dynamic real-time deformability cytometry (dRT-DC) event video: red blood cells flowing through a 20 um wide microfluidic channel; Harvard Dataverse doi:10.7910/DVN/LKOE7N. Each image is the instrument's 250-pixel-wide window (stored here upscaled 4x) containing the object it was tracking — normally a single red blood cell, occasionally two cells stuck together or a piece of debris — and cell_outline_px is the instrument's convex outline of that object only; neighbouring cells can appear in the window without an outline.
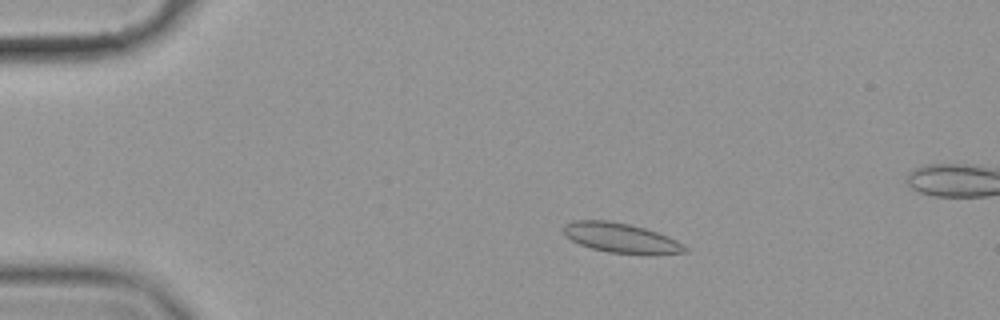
{"species": "common noctule bat (a hibernating species)", "species_latin": "Nyctalus noctula", "temperature_condition": "cold", "stored_images_in_passage": 59, "segment_of_instrument_passage": [1, 2], "camera_frame_rate_fps": 3000, "um_per_image_px": 0.085, "animal": {"sex": "female", "body_mass_g": 19.9}, "frame": {"image": 1, "passage_image": 12, "time_ms": 3.667, "image_size_px": [1000, 320], "cell_outline_px": [[688, 252], [648, 256], [644, 256], [608, 252], [592, 248], [580, 244], [564, 236], [560, 228], [564, 224], [572, 220], [608, 220], [628, 224], [644, 228], [668, 236], [684, 244], [688, 248]], "centroid_in_image_um": [52.79, 20.25], "position_along_channel_um": 32.2, "area_um2": 21.68}}
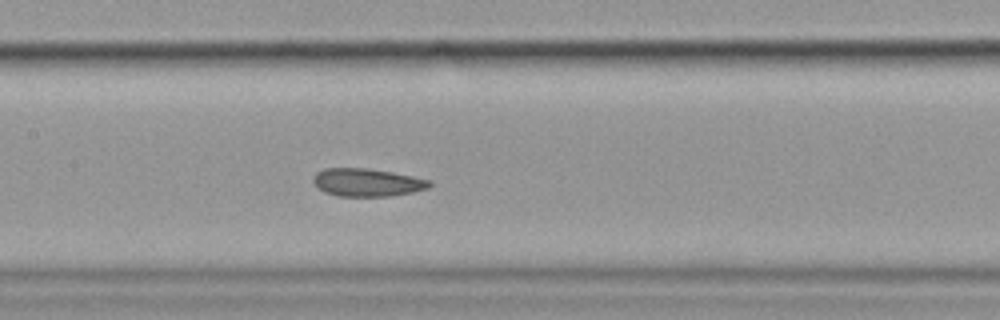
{"frame": {"image": 2, "passage_image": 29, "time_ms": 9.333, "image_size_px": [1000, 320], "cell_outline_px": [[432, 184], [428, 188], [412, 192], [392, 196], [336, 196], [324, 192], [316, 188], [312, 180], [312, 176], [316, 172], [324, 168], [364, 168], [392, 172], [432, 180]], "centroid_in_image_um": [31.16, 15.51], "position_along_channel_um": 176.2, "area_um2": 19.13}}
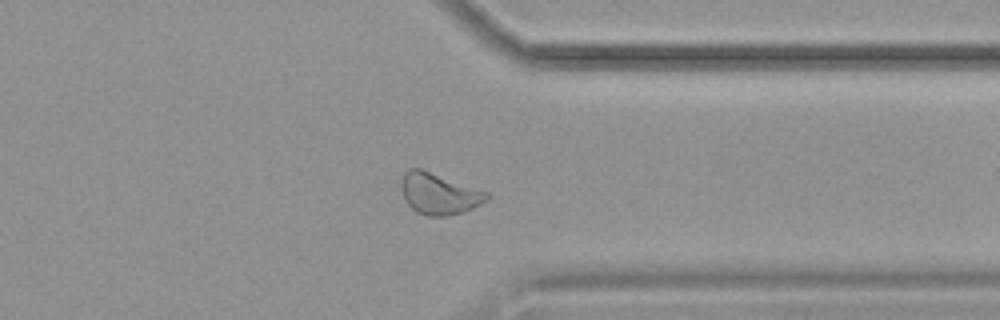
{"frame": {"image": 3, "passage_image": 46, "time_ms": 15.0, "image_size_px": [1000, 320], "cell_outline_px": [[492, 196], [488, 200], [464, 212], [448, 216], [428, 216], [416, 212], [408, 204], [400, 188], [400, 180], [404, 172], [412, 168], [420, 168], [488, 192]], "centroid_in_image_um": [37.31, 16.47], "position_along_channel_um": 374.1, "area_um2": 20.63}}